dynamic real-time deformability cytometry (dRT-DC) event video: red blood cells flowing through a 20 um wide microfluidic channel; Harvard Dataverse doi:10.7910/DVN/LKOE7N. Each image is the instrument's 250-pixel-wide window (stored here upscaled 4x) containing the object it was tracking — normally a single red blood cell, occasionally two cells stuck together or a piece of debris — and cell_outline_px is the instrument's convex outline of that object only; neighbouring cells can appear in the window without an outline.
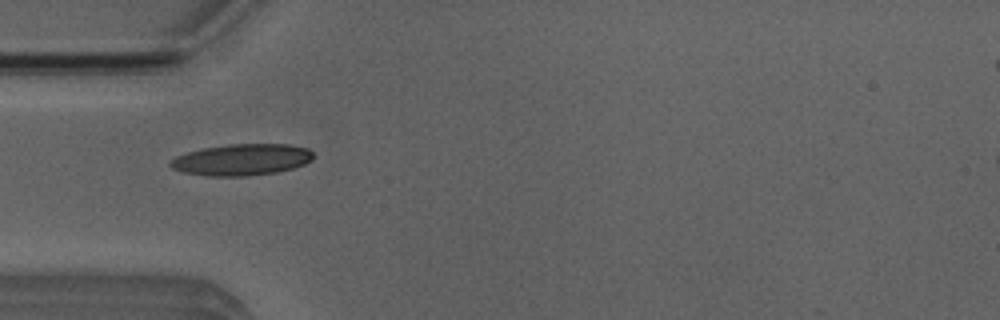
{"species": "Egyptian fruit bat (a non-hibernating species)", "species_latin": "Rousettus aegyptiacus", "temperature_condition": "room temperature", "stored_images_in_passage": 5, "camera_frame_rate_fps": 3000, "um_per_image_px": 0.085, "animal": {"sex": "male"}, "frame": {"image": 1, "passage_image": 5, "time_ms": 4.667, "image_size_px": [1000, 320], "cell_outline_px": [[312, 160], [304, 164], [292, 168], [276, 172], [248, 176], [208, 176], [184, 172], [172, 168], [168, 164], [176, 156], [188, 152], [204, 148], [228, 144], [288, 144], [308, 148], [312, 152]], "centroid_in_image_um": [20.55, 13.57], "position_along_channel_um": 64.4, "area_um2": 26.07}}